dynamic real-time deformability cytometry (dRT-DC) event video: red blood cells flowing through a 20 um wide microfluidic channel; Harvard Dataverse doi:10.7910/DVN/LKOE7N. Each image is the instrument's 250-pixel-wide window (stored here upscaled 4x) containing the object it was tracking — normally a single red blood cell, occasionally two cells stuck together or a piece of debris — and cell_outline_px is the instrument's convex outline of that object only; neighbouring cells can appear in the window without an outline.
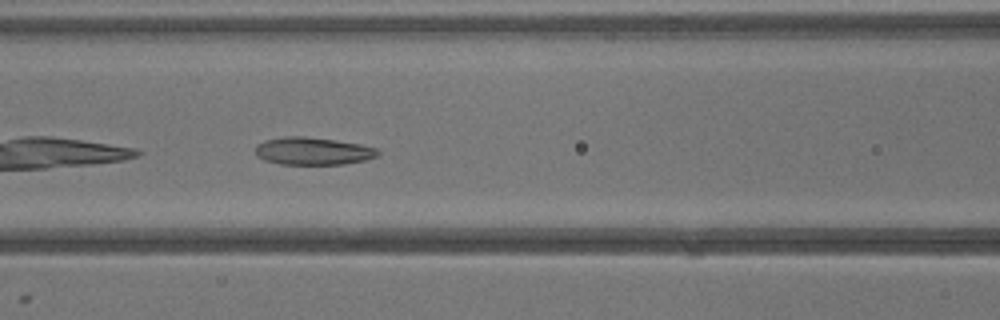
{"species": "common noctule bat (a hibernating species)", "species_latin": "Nyctalus noctula", "temperature_condition": "warm", "stored_images_in_passage": 27, "camera_frame_rate_fps": 3000, "um_per_image_px": 0.085, "animal": {"sex": "male", "body_mass_g": 13.3}, "frame": {"image": 1, "passage_image": 5, "time_ms": 1.333, "image_size_px": [1000, 320], "cell_outline_px": [[380, 152], [376, 156], [364, 160], [344, 164], [280, 164], [264, 160], [256, 156], [256, 144], [264, 140], [284, 136], [304, 136], [336, 140], [360, 144], [376, 148]], "centroid_in_image_um": [26.56, 12.83], "position_along_channel_um": 140.0, "area_um2": 19.71}}
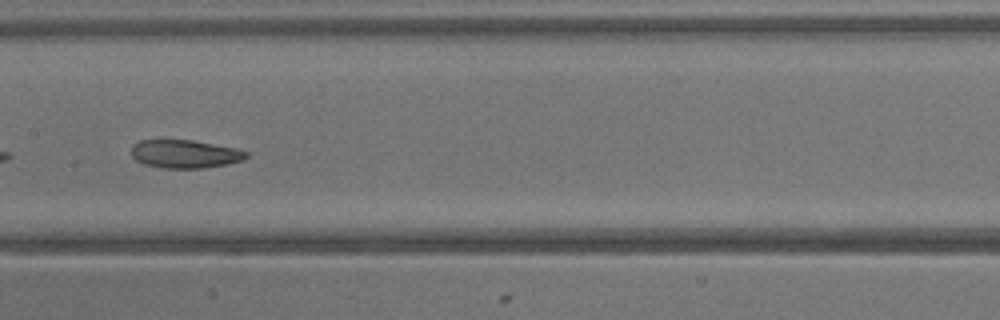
{"frame": {"image": 2, "passage_image": 8, "time_ms": 2.333, "image_size_px": [1000, 320], "cell_outline_px": [[248, 156], [244, 160], [228, 164], [204, 168], [160, 168], [144, 164], [136, 160], [132, 156], [132, 144], [140, 140], [192, 140], [236, 148], [248, 152]], "centroid_in_image_um": [15.73, 13.09], "position_along_channel_um": 191.7, "area_um2": 19.02}}
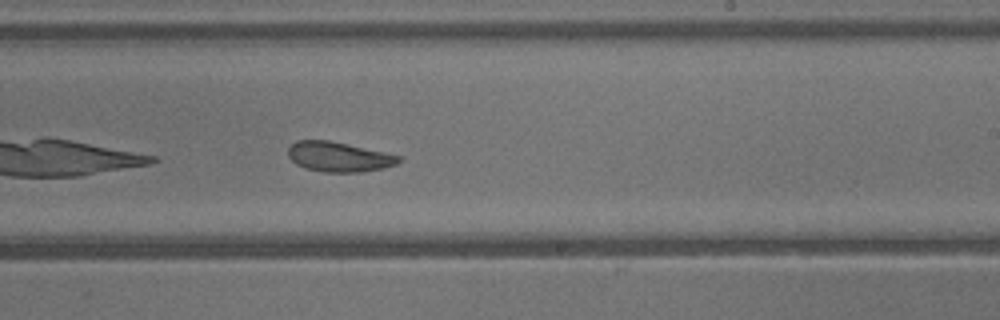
{"frame": {"image": 3, "passage_image": 12, "time_ms": 3.667, "image_size_px": [1000, 320], "cell_outline_px": [[400, 160], [396, 164], [384, 168], [364, 172], [324, 172], [304, 168], [296, 164], [288, 156], [288, 148], [296, 140], [328, 140], [384, 152], [400, 156]], "centroid_in_image_um": [28.77, 13.34], "position_along_channel_um": 260.2, "area_um2": 19.19}}